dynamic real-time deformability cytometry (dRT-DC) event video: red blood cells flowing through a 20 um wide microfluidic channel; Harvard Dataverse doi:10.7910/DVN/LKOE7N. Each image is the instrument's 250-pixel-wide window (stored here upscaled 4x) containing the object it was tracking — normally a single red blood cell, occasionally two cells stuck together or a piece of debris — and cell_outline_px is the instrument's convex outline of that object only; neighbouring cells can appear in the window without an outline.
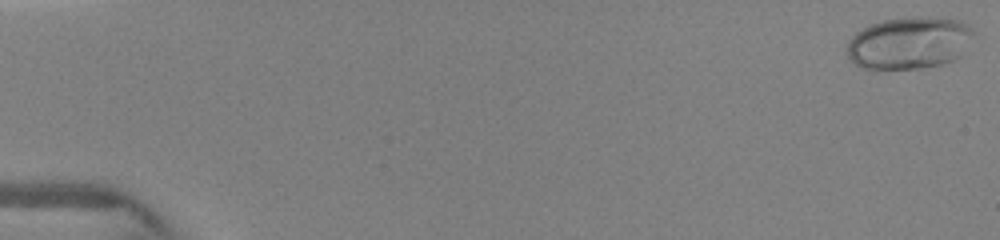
{"species": "human", "species_latin": "Homo sapiens", "temperature_condition": "warm", "stored_images_in_passage": 28, "camera_frame_rate_fps": 3000, "um_per_image_px": 0.085, "donor": {"sex": "female"}, "frame": {"image": 1, "passage_image": 1, "time_ms": 0.0, "image_size_px": [1000, 240], "cell_outline_px": [[976, 36], [964, 56], [956, 60], [944, 64], [924, 68], [864, 68], [856, 64], [848, 56], [848, 40], [856, 32], [872, 24], [884, 20], [920, 16], [960, 20], [968, 24], [972, 28]], "centroid_in_image_um": [77.4, 3.65], "position_along_channel_um": 7.6, "area_um2": 38.96}}
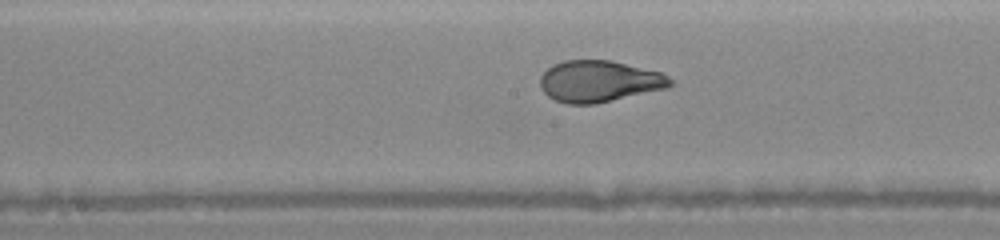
{"frame": {"image": 2, "passage_image": 23, "time_ms": 8.0, "image_size_px": [1000, 240], "cell_outline_px": [[676, 84], [668, 88], [596, 104], [568, 104], [556, 100], [548, 96], [540, 88], [540, 76], [552, 64], [564, 60], [612, 60], [660, 72], [668, 76]], "centroid_in_image_um": [50.94, 6.91], "position_along_channel_um": 197.3, "area_um2": 31.73}}
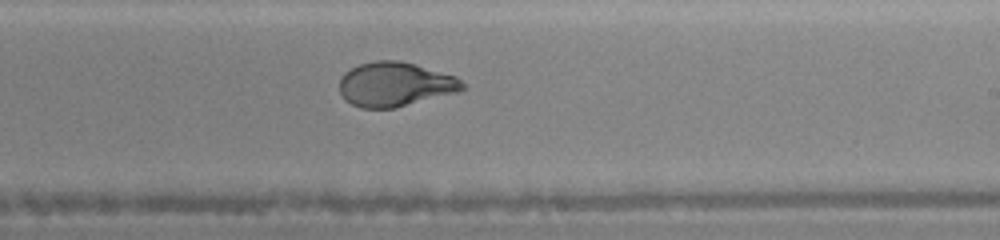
{"frame": {"image": 3, "passage_image": 28, "time_ms": 9.333, "image_size_px": [1000, 240], "cell_outline_px": [[464, 88], [460, 92], [396, 108], [360, 108], [344, 100], [340, 92], [340, 76], [344, 72], [360, 64], [376, 60], [400, 60], [456, 76], [464, 84]], "centroid_in_image_um": [33.58, 7.18], "position_along_channel_um": 255.4, "area_um2": 32.02}}